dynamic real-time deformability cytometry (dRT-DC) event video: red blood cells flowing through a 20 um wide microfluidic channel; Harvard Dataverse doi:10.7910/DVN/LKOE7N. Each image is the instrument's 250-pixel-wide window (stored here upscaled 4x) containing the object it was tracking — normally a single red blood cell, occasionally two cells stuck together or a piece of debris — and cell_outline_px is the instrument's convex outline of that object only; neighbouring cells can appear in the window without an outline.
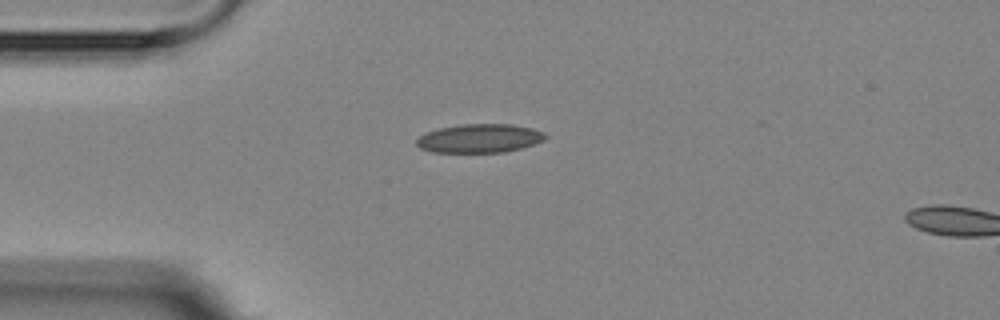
{"species": "Egyptian fruit bat (a non-hibernating species)", "species_latin": "Rousettus aegyptiacus", "temperature_condition": "room temperature", "stored_images_in_passage": 6, "camera_frame_rate_fps": 3000, "um_per_image_px": 0.085, "animal": {"sex": "female"}, "frame": {"image": 1, "passage_image": 1, "time_ms": 0.0, "image_size_px": [1000, 320], "cell_outline_px": [[548, 136], [544, 140], [520, 148], [504, 152], [432, 152], [420, 148], [416, 144], [416, 140], [420, 136], [428, 132], [440, 128], [464, 124], [512, 124], [532, 128], [544, 132]], "centroid_in_image_um": [40.78, 11.76], "position_along_channel_um": 44.2, "area_um2": 21.39}}
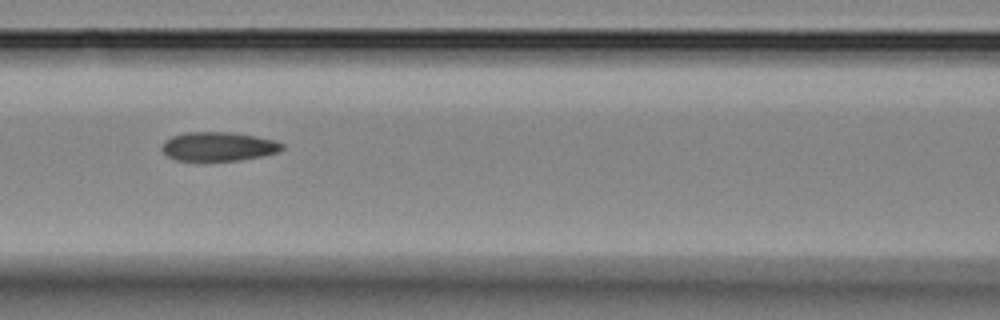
{"frame": {"image": 2, "passage_image": 4, "time_ms": 3.333, "image_size_px": [1000, 320], "cell_outline_px": [[284, 148], [276, 152], [260, 156], [240, 160], [176, 160], [168, 156], [160, 148], [164, 140], [172, 136], [184, 132], [232, 132], [256, 136], [276, 140], [284, 144]], "centroid_in_image_um": [18.55, 12.43], "position_along_channel_um": 148.0, "area_um2": 20.29}}
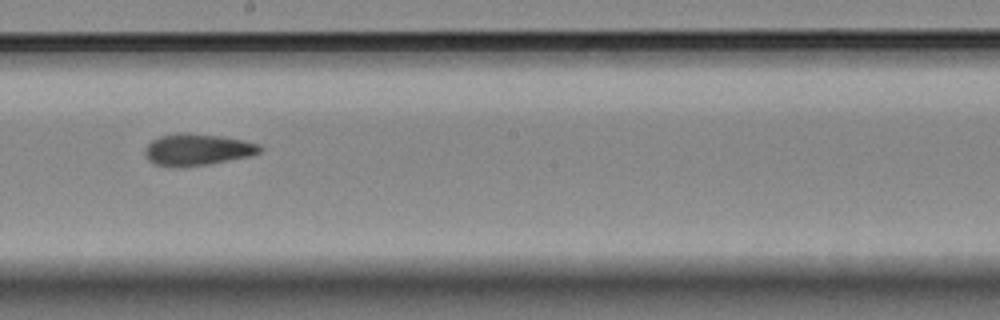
{"frame": {"image": 3, "passage_image": 6, "time_ms": 5.667, "image_size_px": [1000, 320], "cell_outline_px": [[264, 148], [260, 152], [248, 156], [208, 164], [156, 164], [148, 160], [144, 152], [144, 148], [152, 140], [160, 136], [176, 132], [188, 132], [220, 136], [244, 140], [260, 144]], "centroid_in_image_um": [16.8, 12.65], "position_along_channel_um": 231.4, "area_um2": 20.63}}